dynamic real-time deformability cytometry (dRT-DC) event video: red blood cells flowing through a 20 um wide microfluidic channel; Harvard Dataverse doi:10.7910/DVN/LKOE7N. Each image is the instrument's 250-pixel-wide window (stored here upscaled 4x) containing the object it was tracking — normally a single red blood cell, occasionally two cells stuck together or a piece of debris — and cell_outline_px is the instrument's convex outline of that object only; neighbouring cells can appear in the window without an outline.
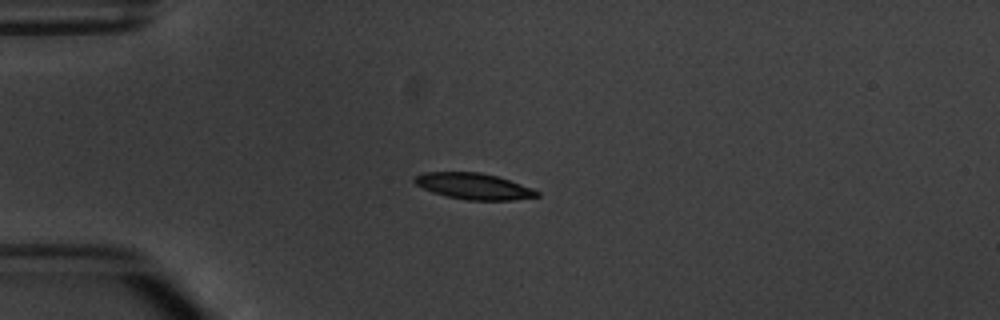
{"species": "common noctule bat (a hibernating species)", "species_latin": "Nyctalus noctula", "temperature_condition": "warm", "stored_images_in_passage": 1, "camera_frame_rate_fps": 3000, "um_per_image_px": 0.085, "animal": {"sex": "male", "body_mass_g": 20.1, "forearm_length_mm": 53.5}, "frame": {"image": 1, "passage_image": 1, "time_ms": 0.0, "image_size_px": [1000, 320], "cell_outline_px": [[540, 196], [512, 200], [468, 200], [448, 196], [432, 192], [416, 184], [412, 180], [412, 176], [424, 172], [480, 172], [496, 176], [532, 188], [540, 192]], "centroid_in_image_um": [40.24, 15.82], "position_along_channel_um": 44.8, "area_um2": 18.55}}